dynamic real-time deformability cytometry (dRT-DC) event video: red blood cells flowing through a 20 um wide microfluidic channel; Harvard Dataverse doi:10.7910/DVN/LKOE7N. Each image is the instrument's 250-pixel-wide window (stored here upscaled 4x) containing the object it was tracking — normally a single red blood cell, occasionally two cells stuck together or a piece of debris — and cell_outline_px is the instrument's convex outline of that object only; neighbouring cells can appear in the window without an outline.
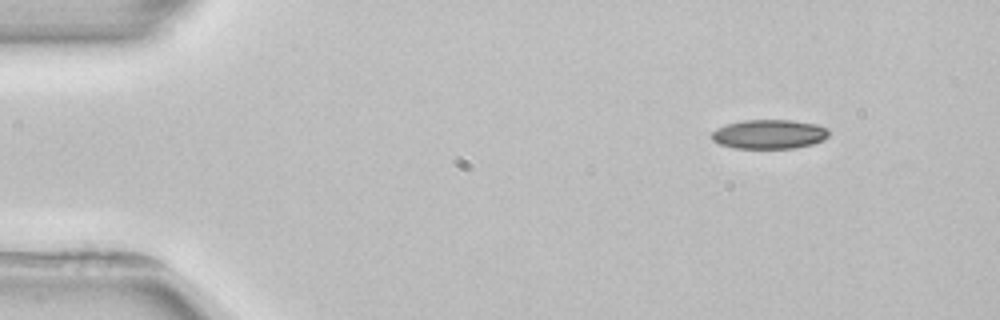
{"species": "common noctule bat (a hibernating species)", "species_latin": "Nyctalus noctula", "temperature_condition": "room temperature", "stored_images_in_passage": 3, "camera_frame_rate_fps": 3000, "um_per_image_px": 0.085, "animal": {"sex": "female", "body_mass_g": 22.7, "forearm_length_mm": 54.2}, "frame": {"image": 1, "passage_image": 1, "time_ms": 0.0, "image_size_px": [1000, 320], "cell_outline_px": [[828, 136], [824, 140], [812, 144], [796, 148], [736, 148], [720, 144], [712, 140], [712, 132], [716, 128], [728, 124], [744, 120], [792, 120], [816, 124], [828, 128]], "centroid_in_image_um": [65.4, 11.4], "position_along_channel_um": 19.6, "area_um2": 19.94}}
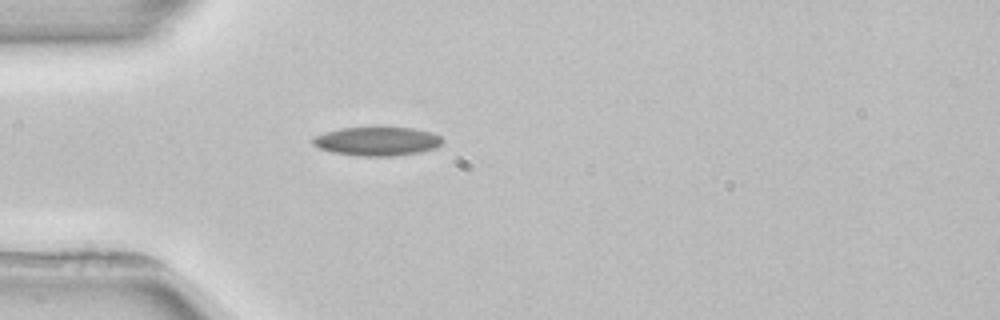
{"frame": {"image": 2, "passage_image": 3, "time_ms": 3.0, "image_size_px": [1000, 320], "cell_outline_px": [[444, 140], [436, 148], [420, 152], [392, 156], [356, 156], [332, 152], [320, 148], [312, 144], [312, 136], [324, 132], [340, 128], [412, 128], [432, 132], [440, 136]], "centroid_in_image_um": [32.03, 12.01], "position_along_channel_um": 53.0, "area_um2": 21.79}}